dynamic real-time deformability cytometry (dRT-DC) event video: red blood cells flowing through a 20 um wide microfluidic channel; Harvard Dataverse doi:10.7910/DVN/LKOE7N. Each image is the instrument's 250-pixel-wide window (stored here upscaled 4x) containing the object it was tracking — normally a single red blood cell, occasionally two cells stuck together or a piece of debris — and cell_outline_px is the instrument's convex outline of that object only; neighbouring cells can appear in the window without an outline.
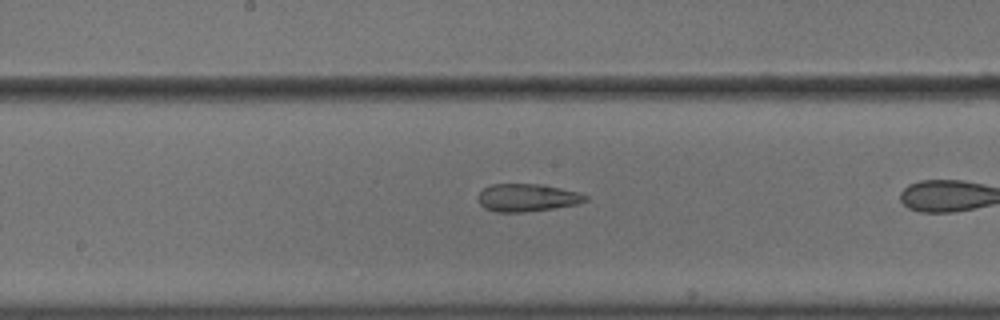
{"species": "common noctule bat (a hibernating species)", "species_latin": "Nyctalus noctula", "temperature_condition": "cold", "stored_images_in_passage": 34, "camera_frame_rate_fps": 3000, "um_per_image_px": 0.085, "animal": {"sex": "male", "body_mass_g": 18.8}, "frame": {"image": 1, "passage_image": 25, "time_ms": 8.0, "image_size_px": [1000, 320], "cell_outline_px": [[588, 200], [576, 204], [556, 208], [524, 212], [496, 212], [484, 208], [480, 204], [480, 192], [484, 188], [492, 184], [544, 184], [580, 192], [588, 196]], "centroid_in_image_um": [44.86, 16.8], "position_along_channel_um": 203.3, "area_um2": 17.4}}